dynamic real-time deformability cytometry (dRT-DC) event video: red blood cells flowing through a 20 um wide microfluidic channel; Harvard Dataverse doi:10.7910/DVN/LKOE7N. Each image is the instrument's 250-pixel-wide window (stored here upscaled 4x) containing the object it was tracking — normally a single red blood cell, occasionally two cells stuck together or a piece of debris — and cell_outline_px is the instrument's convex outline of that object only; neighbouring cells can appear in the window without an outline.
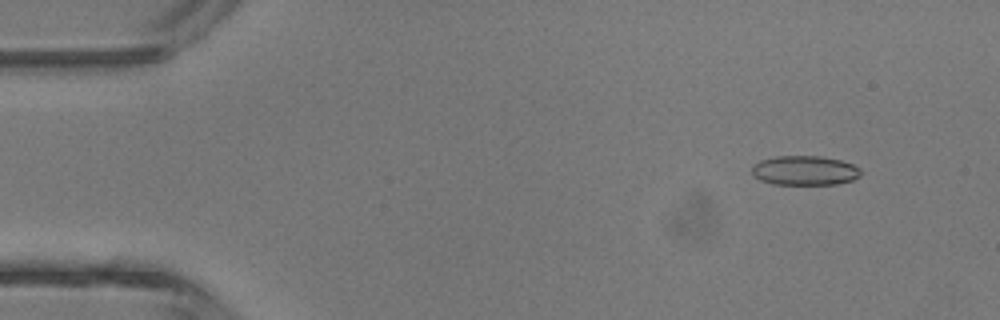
{"species": "common noctule bat (a hibernating species)", "species_latin": "Nyctalus noctula", "temperature_condition": "room temperature", "stored_images_in_passage": 4, "camera_frame_rate_fps": 3000, "um_per_image_px": 0.085, "animal": {"sex": "male", "body_mass_g": 13.3}, "frame": {"image": 1, "passage_image": 2, "time_ms": 1.333, "image_size_px": [1000, 320], "cell_outline_px": [[860, 176], [852, 180], [836, 184], [772, 184], [760, 180], [752, 172], [752, 164], [760, 160], [776, 156], [820, 156], [840, 160], [852, 164], [860, 168]], "centroid_in_image_um": [68.39, 14.49], "position_along_channel_um": 16.6, "area_um2": 18.67}}